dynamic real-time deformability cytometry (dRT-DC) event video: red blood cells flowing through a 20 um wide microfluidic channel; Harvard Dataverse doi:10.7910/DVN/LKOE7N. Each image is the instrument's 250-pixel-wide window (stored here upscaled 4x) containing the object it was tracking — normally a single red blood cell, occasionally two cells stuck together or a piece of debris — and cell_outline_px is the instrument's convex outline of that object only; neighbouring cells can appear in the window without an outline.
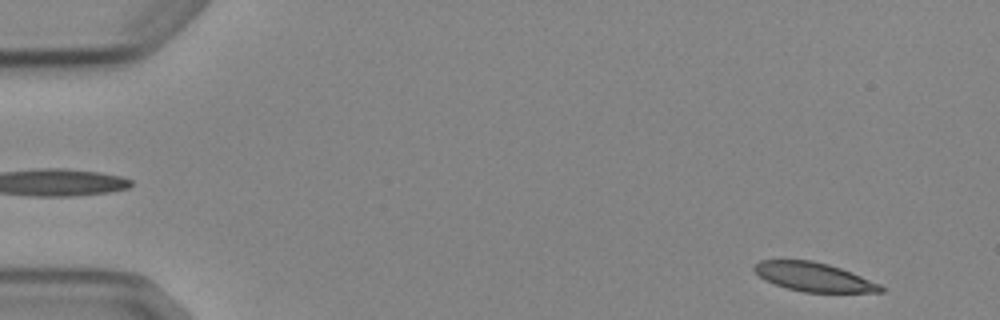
{"species": "Egyptian fruit bat (a non-hibernating species)", "species_latin": "Rousettus aegyptiacus", "temperature_condition": "cold", "stored_images_in_passage": 6, "camera_frame_rate_fps": 3000, "um_per_image_px": 0.085, "animal": {"sex": "female"}, "frame": {"image": 1, "passage_image": 1, "time_ms": 0.0, "image_size_px": [1000, 320], "cell_outline_px": [[884, 292], [804, 292], [788, 288], [764, 280], [752, 268], [760, 260], [812, 260], [828, 264], [852, 272], [880, 284], [884, 288]], "centroid_in_image_um": [69.18, 23.54], "position_along_channel_um": 15.8, "area_um2": 21.1}}
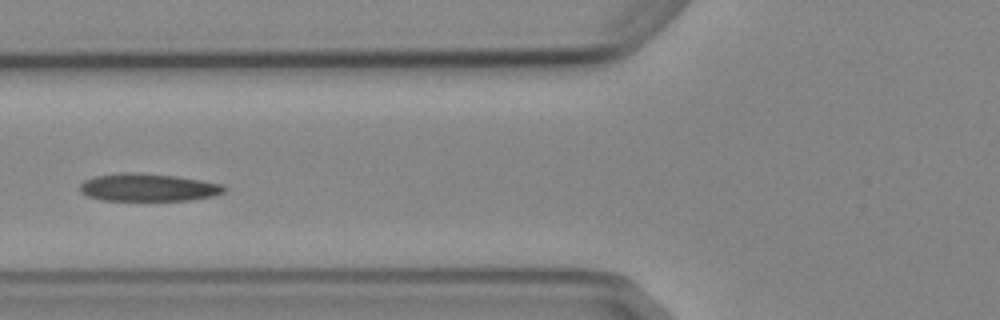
{"frame": {"image": 2, "passage_image": 5, "time_ms": 5.667, "image_size_px": [1000, 320], "cell_outline_px": [[228, 188], [224, 192], [212, 196], [192, 200], [104, 200], [88, 196], [80, 192], [80, 184], [84, 180], [96, 176], [120, 172], [140, 172], [176, 176], [224, 184]], "centroid_in_image_um": [12.61, 15.92], "position_along_channel_um": 113.2, "area_um2": 23.41}}